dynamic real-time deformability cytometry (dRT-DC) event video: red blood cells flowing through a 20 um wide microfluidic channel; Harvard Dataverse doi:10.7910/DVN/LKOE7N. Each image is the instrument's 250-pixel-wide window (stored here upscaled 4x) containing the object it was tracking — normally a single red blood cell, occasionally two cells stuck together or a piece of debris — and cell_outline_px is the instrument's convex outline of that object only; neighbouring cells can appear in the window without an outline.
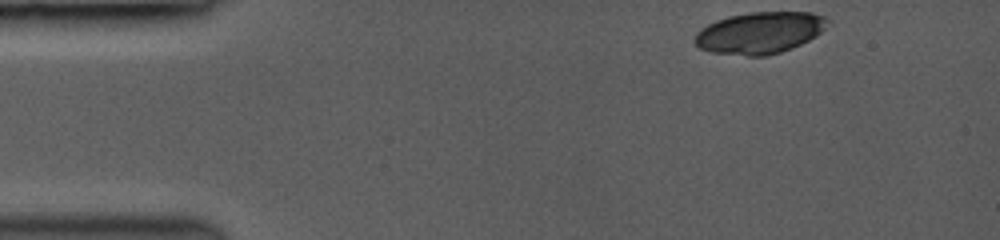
{"species": "common noctule bat (a hibernating species)", "species_latin": "Nyctalus noctula", "temperature_condition": "room temperature", "stored_images_in_passage": 4, "camera_frame_rate_fps": 3000, "um_per_image_px": 0.085, "animal": {"sex": "female", "body_mass_g": 19.0, "forearm_length_mm": 53.3}, "frame": {"image": 1, "passage_image": 1, "time_ms": 0.0, "image_size_px": [1000, 240], "cell_outline_px": [[832, 20], [816, 36], [792, 48], [768, 56], [748, 56], [712, 52], [700, 48], [692, 40], [696, 32], [700, 28], [716, 20], [728, 16], [748, 12], [812, 12], [824, 16]], "centroid_in_image_um": [64.57, 2.78], "position_along_channel_um": 20.4, "area_um2": 32.48}}